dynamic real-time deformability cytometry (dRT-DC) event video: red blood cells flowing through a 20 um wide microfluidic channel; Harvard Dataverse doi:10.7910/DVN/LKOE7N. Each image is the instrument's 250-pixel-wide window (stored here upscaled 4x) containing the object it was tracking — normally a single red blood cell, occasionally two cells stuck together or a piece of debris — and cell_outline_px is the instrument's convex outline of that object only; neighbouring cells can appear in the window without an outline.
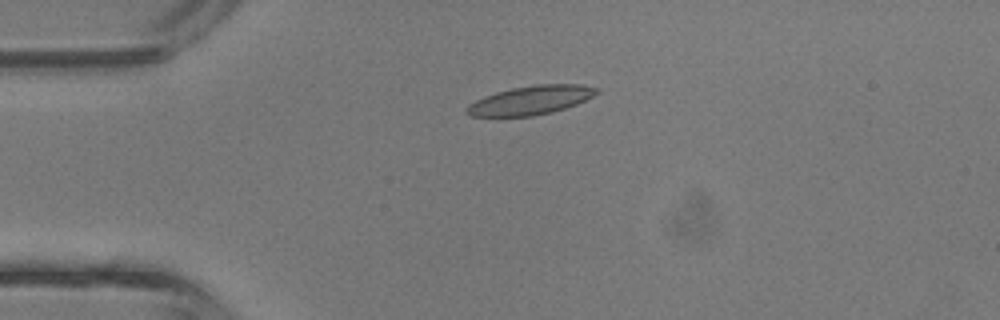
{"species": "common noctule bat (a hibernating species)", "species_latin": "Nyctalus noctula", "temperature_condition": "room temperature", "stored_images_in_passage": 4, "camera_frame_rate_fps": 3000, "um_per_image_px": 0.085, "animal": {"sex": "male", "body_mass_g": 13.3}, "frame": {"image": 1, "passage_image": 3, "time_ms": 0.667, "image_size_px": [1000, 320], "cell_outline_px": [[600, 92], [576, 104], [552, 112], [532, 116], [468, 116], [464, 112], [464, 108], [468, 104], [484, 96], [496, 92], [512, 88], [536, 84], [584, 84], [600, 88]], "centroid_in_image_um": [45.09, 8.51], "position_along_channel_um": 39.9, "area_um2": 21.96}}
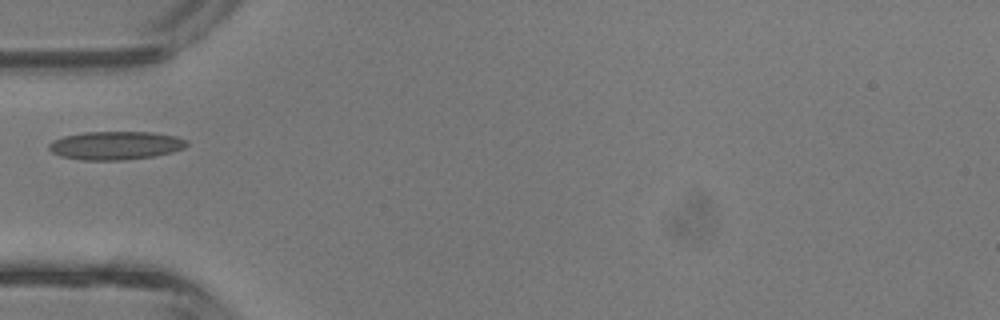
{"frame": {"image": 2, "passage_image": 4, "time_ms": 1.0, "image_size_px": [1000, 320], "cell_outline_px": [[188, 144], [184, 148], [172, 152], [152, 156], [120, 160], [80, 160], [60, 156], [52, 152], [48, 148], [48, 144], [52, 140], [64, 136], [84, 132], [152, 132], [176, 136], [188, 140]], "centroid_in_image_um": [9.81, 12.36], "position_along_channel_um": 75.2, "area_um2": 22.83}}